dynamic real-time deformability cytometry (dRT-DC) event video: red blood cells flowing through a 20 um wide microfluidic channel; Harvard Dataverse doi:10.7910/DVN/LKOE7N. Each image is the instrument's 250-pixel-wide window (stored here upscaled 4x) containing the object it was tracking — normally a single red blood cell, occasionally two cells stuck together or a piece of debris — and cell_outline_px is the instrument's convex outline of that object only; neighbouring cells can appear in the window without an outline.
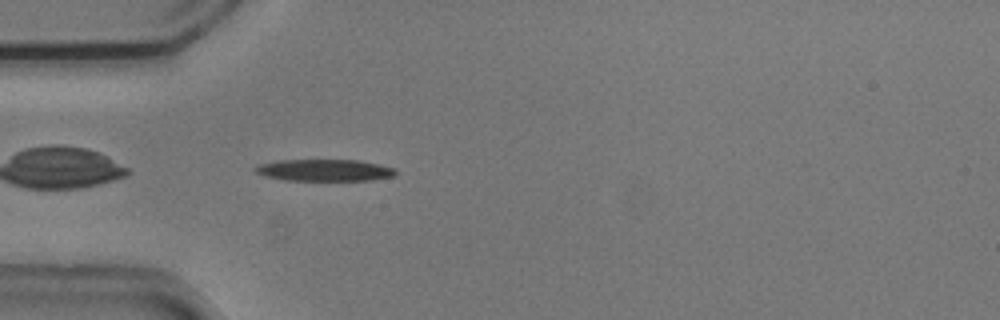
{"species": "common noctule bat (a hibernating species)", "species_latin": "Nyctalus noctula", "temperature_condition": "cold", "stored_images_in_passage": 39, "camera_frame_rate_fps": 3000, "um_per_image_px": 0.085, "animal": {"sex": "male", "body_mass_g": 20.5, "forearm_length_mm": 52.5}, "frame": {"image": 1, "passage_image": 1, "time_ms": 0.0, "image_size_px": [1000, 320], "cell_outline_px": [[396, 176], [368, 180], [284, 180], [264, 176], [256, 172], [252, 168], [260, 164], [280, 160], [360, 160], [380, 164], [396, 168]], "centroid_in_image_um": [27.61, 14.46], "position_along_channel_um": 57.4, "area_um2": 17.86}}
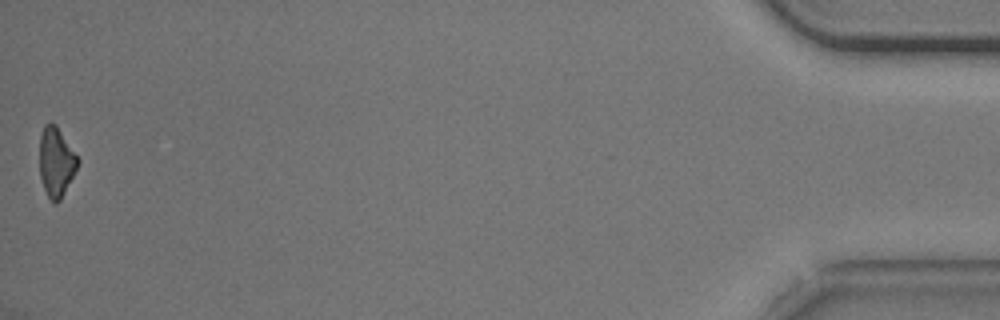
{"frame": {"image": 2, "passage_image": 39, "time_ms": 12.667, "image_size_px": [1000, 320], "cell_outline_px": [[80, 160], [60, 200], [56, 204], [52, 204], [44, 188], [40, 176], [40, 136], [44, 124], [56, 124]], "centroid_in_image_um": [4.76, 13.77], "position_along_channel_um": 430.4, "area_um2": 15.2}, "authors_computed_cell_mechanics": {"area_um2": 17.8602, "velocity_mm_per_s": 3.7372, "shape_relaxation_time_tau1_ms": 2.8017, "shape_relaxation_time_tau2_ms": null, "deformation_change_tau1": 0.1498, "deformation_change_tau2": null}}